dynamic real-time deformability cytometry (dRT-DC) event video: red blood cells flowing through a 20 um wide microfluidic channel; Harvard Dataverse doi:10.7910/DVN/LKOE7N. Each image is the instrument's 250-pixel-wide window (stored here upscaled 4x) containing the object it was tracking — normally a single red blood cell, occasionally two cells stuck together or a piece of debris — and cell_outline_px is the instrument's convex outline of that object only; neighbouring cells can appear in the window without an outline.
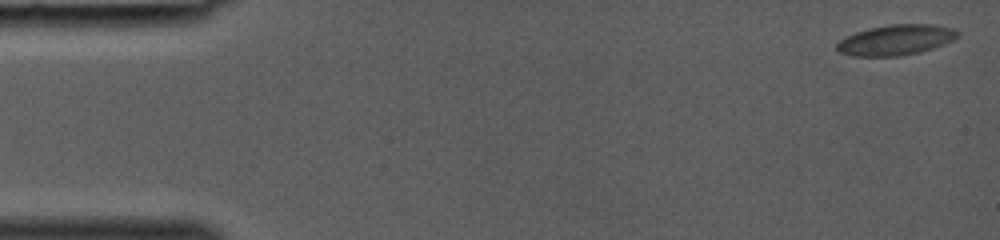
{"species": "common noctule bat (a hibernating species)", "species_latin": "Nyctalus noctula", "temperature_condition": "room temperature", "stored_images_in_passage": 39, "camera_frame_rate_fps": 3000, "um_per_image_px": 0.085, "animal": {"sex": "female", "body_mass_g": 19.0, "forearm_length_mm": 53.3}, "frame": {"image": 1, "passage_image": 1, "time_ms": 0.0, "image_size_px": [1000, 240], "cell_outline_px": [[960, 36], [944, 44], [920, 52], [900, 56], [852, 56], [840, 52], [836, 48], [836, 44], [840, 40], [856, 32], [888, 24], [932, 24], [952, 28], [960, 32]], "centroid_in_image_um": [76.18, 3.39], "position_along_channel_um": 8.8, "area_um2": 21.33}}
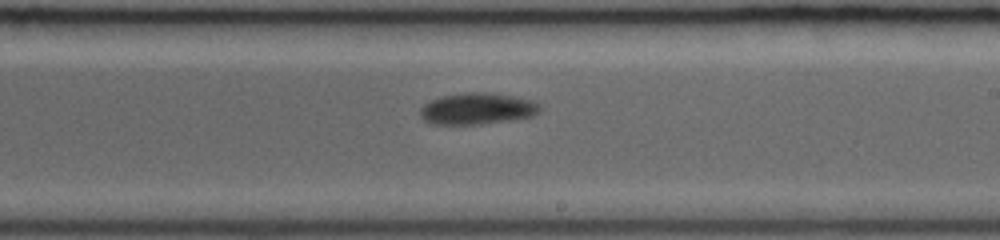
{"frame": {"image": 2, "passage_image": 24, "time_ms": 7.667, "image_size_px": [1000, 240], "cell_outline_px": [[540, 108], [532, 116], [508, 120], [480, 124], [428, 124], [420, 116], [420, 108], [424, 104], [440, 96], [468, 92], [492, 92], [532, 100]], "centroid_in_image_um": [40.49, 9.23], "position_along_channel_um": 248.5, "area_um2": 21.79}}
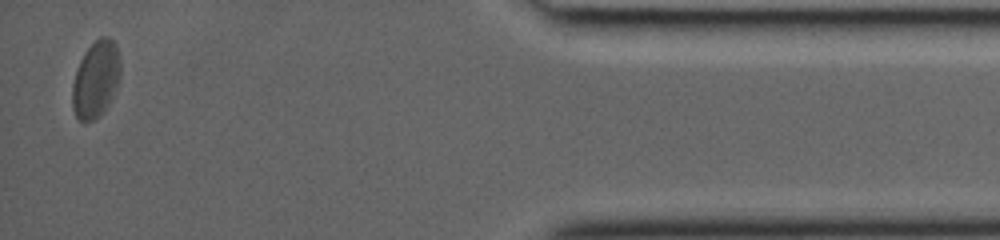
{"frame": {"image": 3, "passage_image": 38, "time_ms": 12.333, "image_size_px": [1000, 240], "cell_outline_px": [[120, 76], [116, 88], [108, 104], [100, 116], [92, 120], [80, 120], [76, 116], [72, 108], [72, 84], [80, 60], [84, 52], [100, 36], [108, 36], [116, 44], [120, 60]], "centroid_in_image_um": [8.15, 6.72], "position_along_channel_um": 427.1, "area_um2": 21.39}}